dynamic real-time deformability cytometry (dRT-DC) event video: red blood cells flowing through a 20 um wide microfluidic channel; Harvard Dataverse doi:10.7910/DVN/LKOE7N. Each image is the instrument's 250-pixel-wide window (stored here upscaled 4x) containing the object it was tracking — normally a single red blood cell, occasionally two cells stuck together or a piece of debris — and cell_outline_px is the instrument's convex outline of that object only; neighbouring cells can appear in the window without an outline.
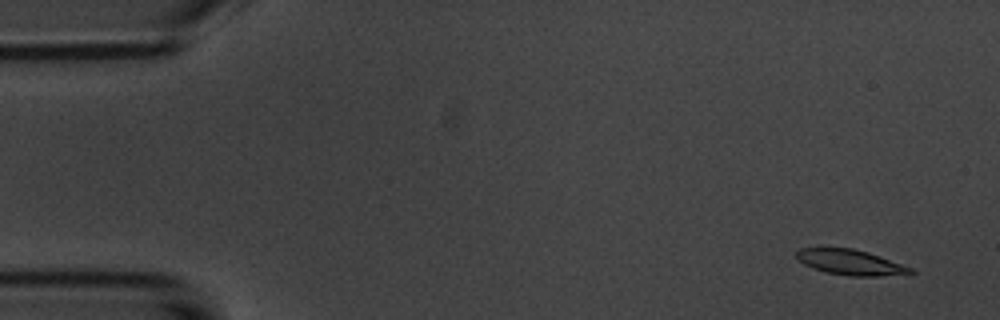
{"species": "common noctule bat (a hibernating species)", "species_latin": "Nyctalus noctula", "temperature_condition": "room temperature", "stored_images_in_passage": 6, "camera_frame_rate_fps": 3000, "um_per_image_px": 0.085, "animal": {"sex": "male", "body_mass_g": 20.1, "forearm_length_mm": 53.5}, "frame": {"image": 1, "passage_image": 1, "time_ms": 0.0, "image_size_px": [1000, 320], "cell_outline_px": [[916, 272], [880, 276], [848, 276], [824, 272], [812, 268], [804, 264], [796, 256], [796, 252], [800, 248], [852, 248], [868, 252], [880, 256], [912, 268]], "centroid_in_image_um": [72.26, 22.3], "position_along_channel_um": 12.7, "area_um2": 16.7}}